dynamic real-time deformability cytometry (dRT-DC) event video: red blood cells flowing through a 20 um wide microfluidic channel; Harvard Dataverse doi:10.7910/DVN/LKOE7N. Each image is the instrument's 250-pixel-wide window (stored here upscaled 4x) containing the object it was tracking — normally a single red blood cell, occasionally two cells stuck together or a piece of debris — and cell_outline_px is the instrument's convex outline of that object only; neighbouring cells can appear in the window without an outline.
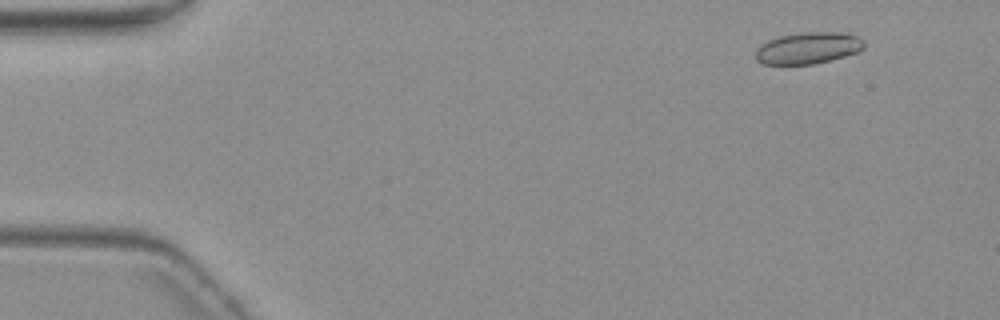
{"species": "common noctule bat (a hibernating species)", "species_latin": "Nyctalus noctula", "temperature_condition": "warm", "stored_images_in_passage": 5, "camera_frame_rate_fps": 3000, "um_per_image_px": 0.085, "animal": {"sex": "female", "body_mass_g": 19.3, "forearm_length_mm": 54.1}, "frame": {"image": 1, "passage_image": 2, "time_ms": 1.0, "image_size_px": [1000, 320], "cell_outline_px": [[864, 48], [860, 52], [812, 64], [764, 64], [756, 60], [756, 48], [760, 44], [768, 40], [780, 36], [800, 32], [848, 32], [864, 40]], "centroid_in_image_um": [68.7, 4.07], "position_along_channel_um": 16.3, "area_um2": 20.11}}
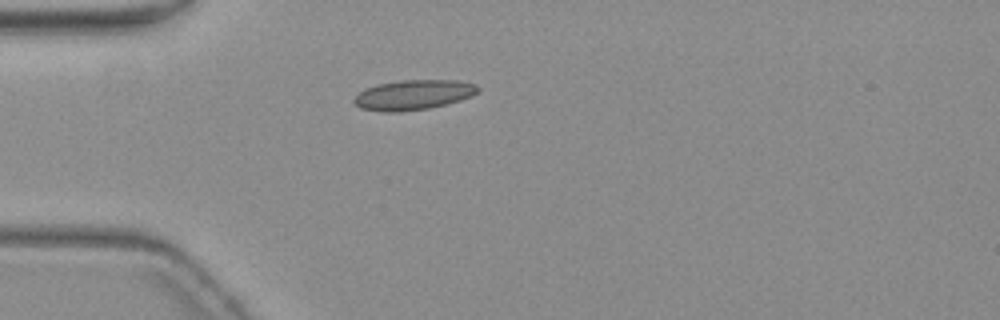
{"frame": {"image": 2, "passage_image": 5, "time_ms": 4.667, "image_size_px": [1000, 320], "cell_outline_px": [[480, 88], [472, 96], [460, 100], [428, 108], [400, 112], [384, 112], [360, 108], [352, 100], [364, 88], [376, 84], [400, 80], [456, 80], [476, 84]], "centroid_in_image_um": [35.11, 8.05], "position_along_channel_um": 49.9, "area_um2": 21.62}}